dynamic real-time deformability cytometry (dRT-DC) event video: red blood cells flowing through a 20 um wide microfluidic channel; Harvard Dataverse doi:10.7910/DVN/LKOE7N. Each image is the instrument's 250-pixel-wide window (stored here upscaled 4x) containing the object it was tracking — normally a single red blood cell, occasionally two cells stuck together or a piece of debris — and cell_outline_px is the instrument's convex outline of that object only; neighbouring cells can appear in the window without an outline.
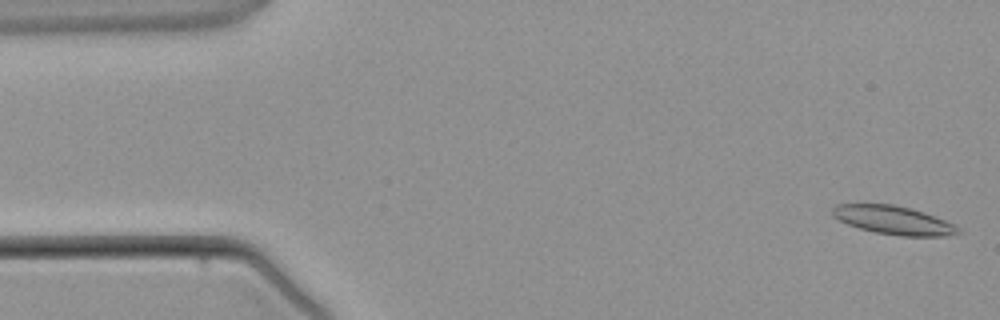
{"species": "common noctule bat (a hibernating species)", "species_latin": "Nyctalus noctula", "temperature_condition": "warm", "stored_images_in_passage": 5, "camera_frame_rate_fps": 3000, "um_per_image_px": 0.085, "animal": {"sex": "male", "body_mass_g": 21.5, "forearm_length_mm": 52.0}, "frame": {"image": 1, "passage_image": 1, "time_ms": 0.0, "image_size_px": [1000, 320], "cell_outline_px": [[960, 232], [944, 236], [900, 236], [876, 232], [860, 228], [848, 224], [832, 216], [832, 208], [836, 204], [892, 204], [912, 208], [924, 212], [944, 220], [960, 228]], "centroid_in_image_um": [75.93, 18.7], "position_along_channel_um": 9.1, "area_um2": 20.69}}
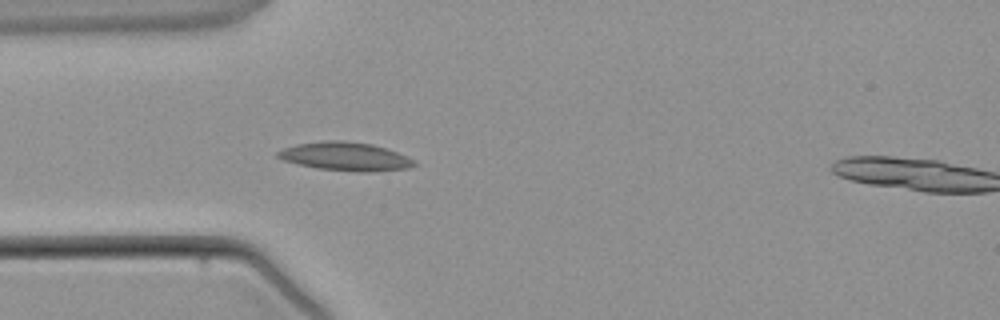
{"frame": {"image": 2, "passage_image": 4, "time_ms": 3.667, "image_size_px": [1000, 320], "cell_outline_px": [[416, 164], [412, 168], [372, 172], [356, 172], [316, 168], [296, 164], [284, 160], [276, 156], [276, 152], [284, 148], [296, 144], [324, 140], [344, 140], [372, 144], [408, 156]], "centroid_in_image_um": [29.35, 13.3], "position_along_channel_um": 55.7, "area_um2": 22.83}}